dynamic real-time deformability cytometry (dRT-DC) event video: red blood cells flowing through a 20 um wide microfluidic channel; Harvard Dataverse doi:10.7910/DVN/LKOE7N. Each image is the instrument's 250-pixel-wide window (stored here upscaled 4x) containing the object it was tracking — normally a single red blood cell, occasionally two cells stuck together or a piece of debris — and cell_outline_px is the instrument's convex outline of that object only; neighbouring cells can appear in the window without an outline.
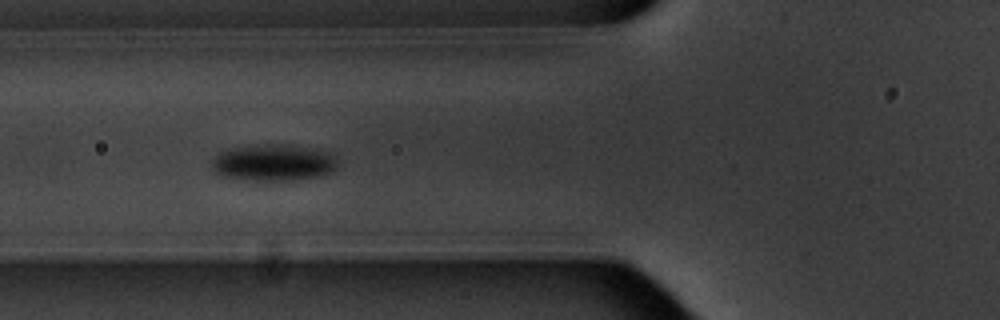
{"species": "common noctule bat (a hibernating species)", "species_latin": "Nyctalus noctula", "temperature_condition": "warm", "stored_images_in_passage": 3, "camera_frame_rate_fps": 3000, "um_per_image_px": 0.085, "animal": {"sex": "male", "body_mass_g": 20.1, "forearm_length_mm": 53.5}, "frame": {"image": 1, "passage_image": 3, "time_ms": 2.333, "image_size_px": [1000, 320], "cell_outline_px": [[336, 168], [320, 176], [300, 180], [256, 180], [220, 176], [212, 168], [212, 160], [220, 152], [232, 148], [264, 144], [288, 144], [328, 152], [336, 156]], "centroid_in_image_um": [23.25, 13.82], "position_along_channel_um": 102.6, "area_um2": 26.65}}